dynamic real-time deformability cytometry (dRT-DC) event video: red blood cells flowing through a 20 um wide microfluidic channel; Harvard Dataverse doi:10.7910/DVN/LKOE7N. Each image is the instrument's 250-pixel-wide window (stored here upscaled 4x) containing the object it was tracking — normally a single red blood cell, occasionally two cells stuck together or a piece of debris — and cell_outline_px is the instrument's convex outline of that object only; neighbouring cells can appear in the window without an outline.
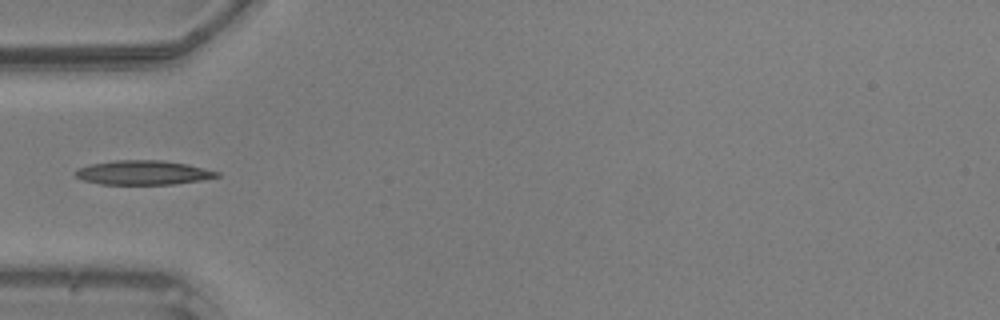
{"species": "common noctule bat (a hibernating species)", "species_latin": "Nyctalus noctula", "temperature_condition": "warm", "stored_images_in_passage": 34, "camera_frame_rate_fps": 3000, "um_per_image_px": 0.085, "animal": {"sex": "male", "body_mass_g": 20.5, "forearm_length_mm": 52.5}, "frame": {"image": 1, "passage_image": 1, "time_ms": 0.0, "image_size_px": [1000, 320], "cell_outline_px": [[220, 176], [204, 180], [172, 184], [100, 184], [84, 180], [76, 176], [72, 172], [76, 168], [92, 164], [116, 160], [164, 160], [188, 164], [220, 172]], "centroid_in_image_um": [12.18, 14.67], "position_along_channel_um": 72.8, "area_um2": 20.11}}
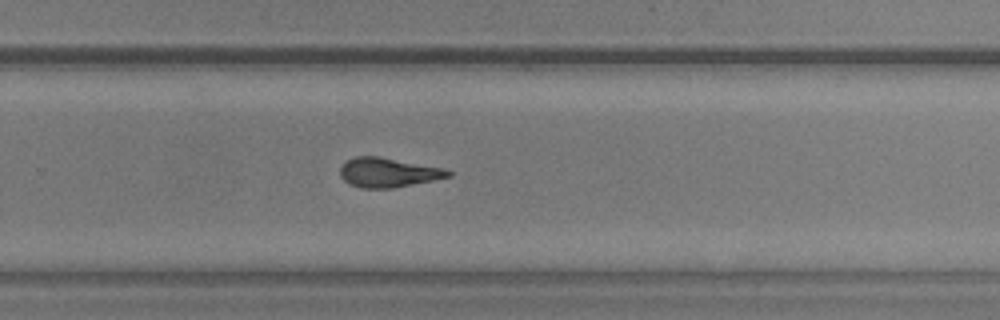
{"frame": {"image": 2, "passage_image": 17, "time_ms": 5.333, "image_size_px": [1000, 320], "cell_outline_px": [[452, 176], [392, 188], [360, 188], [348, 184], [340, 176], [340, 168], [348, 160], [356, 156], [380, 156], [444, 168], [452, 172]], "centroid_in_image_um": [32.98, 14.66], "position_along_channel_um": 296.8, "area_um2": 18.5}}
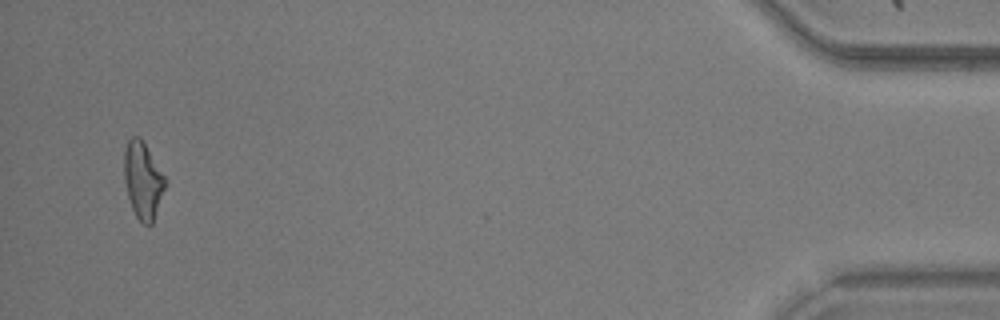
{"frame": {"image": 3, "passage_image": 32, "time_ms": 10.333, "image_size_px": [1000, 320], "cell_outline_px": [[168, 184], [152, 224], [148, 228], [136, 216], [132, 208], [128, 196], [124, 180], [124, 148], [128, 140], [132, 136], [140, 136], [168, 180]], "centroid_in_image_um": [12.18, 15.33], "position_along_channel_um": 423.0, "area_um2": 18.79}}